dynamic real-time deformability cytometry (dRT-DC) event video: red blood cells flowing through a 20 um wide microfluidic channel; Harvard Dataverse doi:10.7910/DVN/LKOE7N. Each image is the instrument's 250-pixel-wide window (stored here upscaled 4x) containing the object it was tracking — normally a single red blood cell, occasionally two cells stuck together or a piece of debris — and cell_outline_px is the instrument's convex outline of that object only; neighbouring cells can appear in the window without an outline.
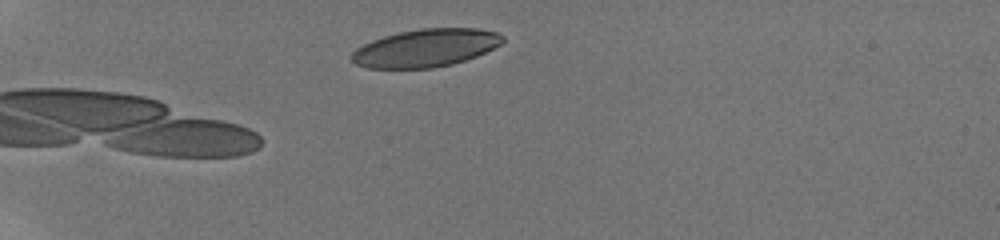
{"species": "human", "species_latin": "Homo sapiens", "temperature_condition": "room temperature", "stored_images_in_passage": 30, "camera_frame_rate_fps": 3000, "um_per_image_px": 0.085, "donor": {"sex": "male"}, "frame": {"image": 1, "passage_image": 1, "time_ms": 0.0, "image_size_px": [1000, 240], "cell_outline_px": [[504, 40], [500, 44], [476, 56], [452, 64], [432, 68], [368, 68], [356, 64], [348, 56], [356, 48], [372, 40], [384, 36], [400, 32], [420, 28], [476, 28], [500, 32], [504, 36]], "centroid_in_image_um": [36.17, 4.07], "position_along_channel_um": 48.8, "area_um2": 33.29}}
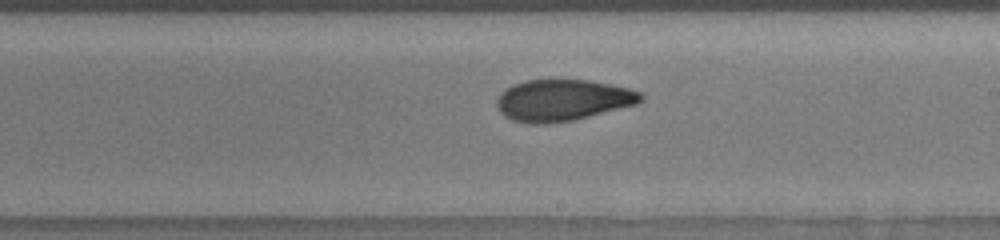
{"frame": {"image": 2, "passage_image": 15, "time_ms": 6.333, "image_size_px": [1000, 240], "cell_outline_px": [[644, 100], [636, 104], [572, 120], [544, 124], [528, 124], [512, 120], [504, 116], [500, 112], [496, 104], [496, 100], [500, 92], [512, 84], [524, 80], [588, 80], [628, 88], [640, 92], [644, 96]], "centroid_in_image_um": [47.77, 8.51], "position_along_channel_um": 241.2, "area_um2": 34.74}}
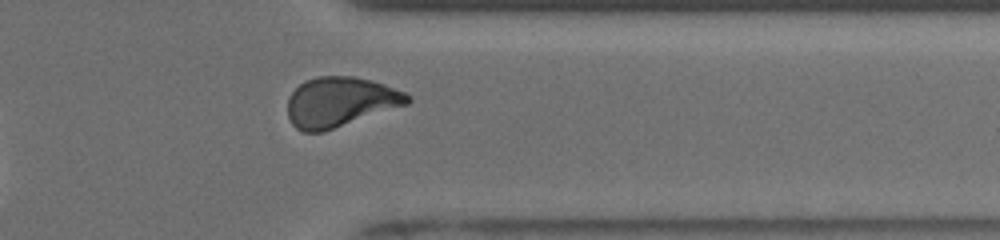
{"frame": {"image": 3, "passage_image": 23, "time_ms": 10.0, "image_size_px": [1000, 240], "cell_outline_px": [[412, 100], [408, 104], [324, 132], [304, 132], [296, 128], [292, 124], [288, 116], [288, 96], [300, 84], [316, 76], [356, 76], [384, 84], [404, 92], [412, 96]], "centroid_in_image_um": [28.92, 8.67], "position_along_channel_um": 382.5, "area_um2": 34.91}, "authors_computed_cell_mechanics": {"area_um2": 34.5644, "velocity_mm_per_s": 3.8567, "shape_relaxation_time_tau1_ms": 8.2115, "shape_relaxation_time_tau2_ms": 1.7355, "deformation_change_tau1": 0.1929, "deformation_change_tau2": 0.0735}}